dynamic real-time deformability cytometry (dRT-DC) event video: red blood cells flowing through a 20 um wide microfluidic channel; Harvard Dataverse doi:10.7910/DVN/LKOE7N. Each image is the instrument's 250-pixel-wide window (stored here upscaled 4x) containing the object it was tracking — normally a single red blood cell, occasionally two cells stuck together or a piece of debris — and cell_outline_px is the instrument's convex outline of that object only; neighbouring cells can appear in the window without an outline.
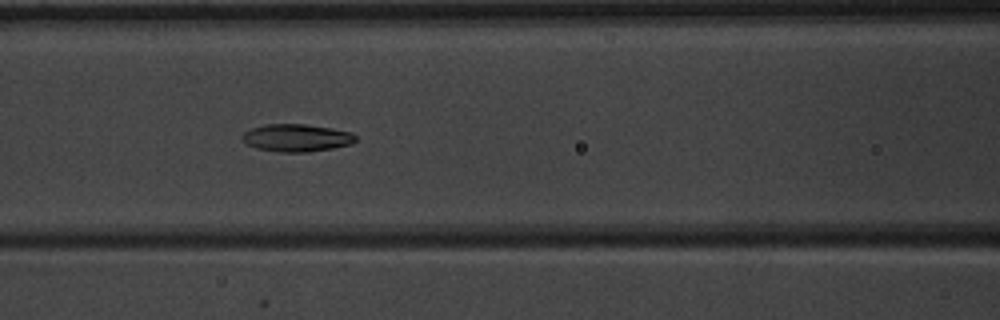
{"species": "common noctule bat (a hibernating species)", "species_latin": "Nyctalus noctula", "temperature_condition": "warm", "stored_images_in_passage": 52, "camera_frame_rate_fps": 3000, "um_per_image_px": 0.085, "animal": {"sex": "male", "body_mass_g": 20.1, "forearm_length_mm": 53.5}, "frame": {"image": 1, "passage_image": 24, "time_ms": 7.667, "image_size_px": [1000, 320], "cell_outline_px": [[356, 140], [352, 144], [332, 148], [308, 152], [280, 152], [256, 148], [244, 144], [240, 140], [240, 136], [244, 132], [252, 128], [264, 124], [304, 124], [332, 128], [352, 132], [356, 136]], "centroid_in_image_um": [25.17, 11.71], "position_along_channel_um": 141.4, "area_um2": 18.44}}
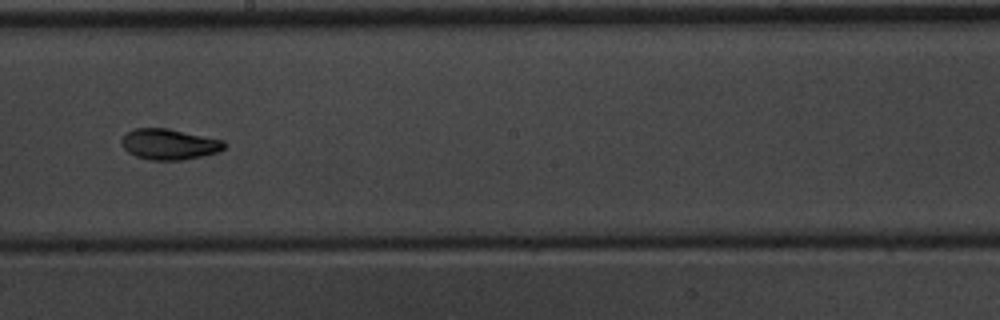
{"frame": {"image": 2, "passage_image": 31, "time_ms": 10.0, "image_size_px": [1000, 320], "cell_outline_px": [[228, 144], [220, 152], [204, 156], [184, 160], [152, 160], [136, 156], [128, 152], [120, 144], [120, 140], [128, 132], [136, 128], [168, 128], [224, 140]], "centroid_in_image_um": [14.42, 12.26], "position_along_channel_um": 233.8, "area_um2": 18.61}}
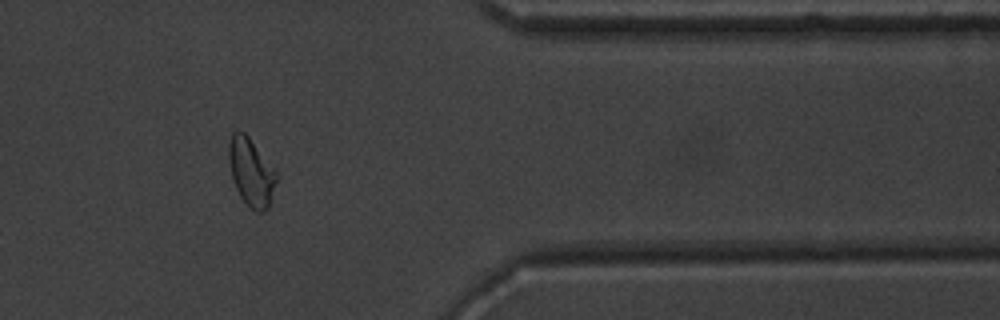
{"frame": {"image": 3, "passage_image": 44, "time_ms": 14.333, "image_size_px": [1000, 320], "cell_outline_px": [[276, 180], [268, 208], [264, 212], [256, 212], [240, 196], [236, 188], [232, 176], [228, 160], [228, 140], [232, 132], [244, 132], [248, 136], [276, 168]], "centroid_in_image_um": [21.34, 14.59], "position_along_channel_um": 390.1, "area_um2": 18.79}, "authors_computed_cell_mechanics": {"area_um2": 18.6694, "velocity_mm_per_s": 3.9712, "shape_relaxation_time_tau1_ms": 4.648, "shape_relaxation_time_tau2_ms": 3.6706, "deformation_change_tau1": 0.1646, "deformation_change_tau2": 0.0994}}